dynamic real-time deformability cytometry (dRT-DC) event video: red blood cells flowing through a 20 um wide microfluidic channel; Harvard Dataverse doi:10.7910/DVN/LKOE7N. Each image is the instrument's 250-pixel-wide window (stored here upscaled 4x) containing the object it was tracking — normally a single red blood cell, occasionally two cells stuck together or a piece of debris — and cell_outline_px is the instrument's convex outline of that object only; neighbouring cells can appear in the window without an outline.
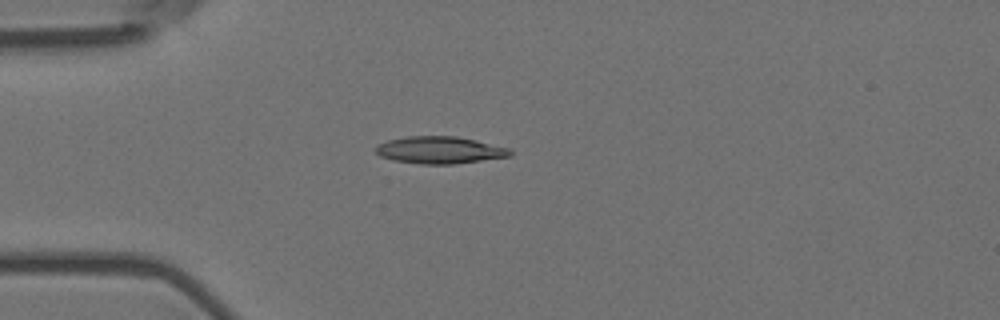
{"species": "Egyptian fruit bat (a non-hibernating species)", "species_latin": "Rousettus aegyptiacus", "temperature_condition": "room temperature", "stored_images_in_passage": 6, "camera_frame_rate_fps": 3000, "um_per_image_px": 0.085, "animal": {"sex": "female"}, "frame": {"image": 1, "passage_image": 4, "time_ms": 1.0, "image_size_px": [1000, 320], "cell_outline_px": [[512, 156], [456, 164], [420, 164], [392, 160], [380, 156], [376, 152], [376, 144], [388, 140], [408, 136], [456, 136], [476, 140], [512, 148]], "centroid_in_image_um": [37.41, 12.76], "position_along_channel_um": 47.6, "area_um2": 21.5}}
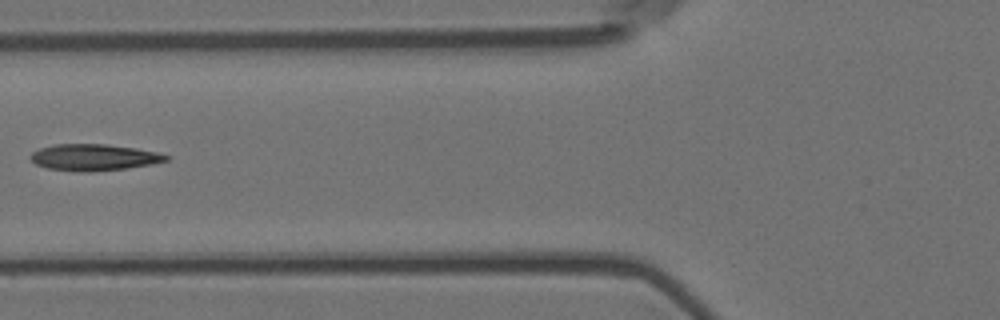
{"frame": {"image": 2, "passage_image": 6, "time_ms": 1.667, "image_size_px": [1000, 320], "cell_outline_px": [[172, 156], [168, 160], [152, 164], [124, 168], [88, 172], [80, 172], [48, 168], [36, 164], [28, 156], [32, 152], [40, 148], [56, 144], [108, 144], [136, 148], [156, 152]], "centroid_in_image_um": [7.98, 13.37], "position_along_channel_um": 117.8, "area_um2": 20.87}}